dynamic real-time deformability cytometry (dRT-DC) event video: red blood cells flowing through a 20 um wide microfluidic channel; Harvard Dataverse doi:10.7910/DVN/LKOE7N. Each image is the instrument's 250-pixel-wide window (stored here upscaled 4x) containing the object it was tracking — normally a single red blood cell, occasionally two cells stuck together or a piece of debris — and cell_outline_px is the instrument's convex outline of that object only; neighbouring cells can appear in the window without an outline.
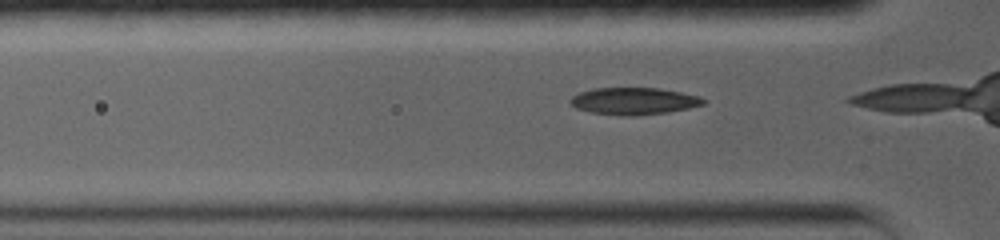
{"species": "common noctule bat (a hibernating species)", "species_latin": "Nyctalus noctula", "temperature_condition": "warm", "stored_images_in_passage": 10, "camera_frame_rate_fps": 5000, "um_per_image_px": 0.085, "animal": {"sex": "female", "body_mass_g": 19.0, "forearm_length_mm": 56.7}, "frame": {"image": 1, "passage_image": 4, "time_ms": 0.6, "image_size_px": [1000, 240], "cell_outline_px": [[708, 100], [704, 104], [688, 108], [668, 112], [636, 116], [620, 116], [592, 112], [576, 108], [568, 100], [572, 96], [580, 92], [592, 88], [660, 88], [700, 96]], "centroid_in_image_um": [53.89, 8.59], "position_along_channel_um": 71.9, "area_um2": 21.1}}
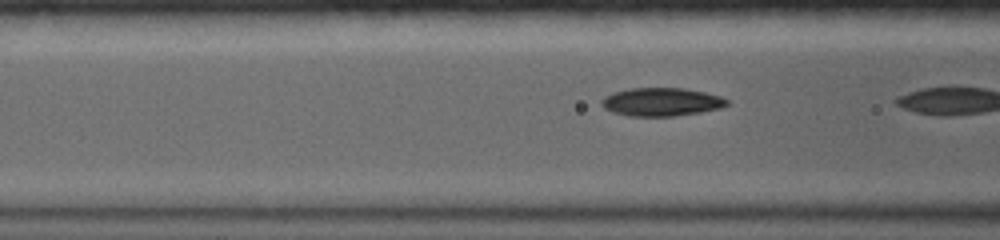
{"frame": {"image": 2, "passage_image": 9, "time_ms": 1.6, "image_size_px": [1000, 240], "cell_outline_px": [[728, 104], [720, 108], [700, 112], [672, 116], [628, 116], [612, 112], [604, 108], [600, 104], [600, 100], [604, 96], [616, 92], [632, 88], [684, 88], [704, 92], [720, 96], [728, 100]], "centroid_in_image_um": [56.19, 8.66], "position_along_channel_um": 110.4, "area_um2": 20.58}}